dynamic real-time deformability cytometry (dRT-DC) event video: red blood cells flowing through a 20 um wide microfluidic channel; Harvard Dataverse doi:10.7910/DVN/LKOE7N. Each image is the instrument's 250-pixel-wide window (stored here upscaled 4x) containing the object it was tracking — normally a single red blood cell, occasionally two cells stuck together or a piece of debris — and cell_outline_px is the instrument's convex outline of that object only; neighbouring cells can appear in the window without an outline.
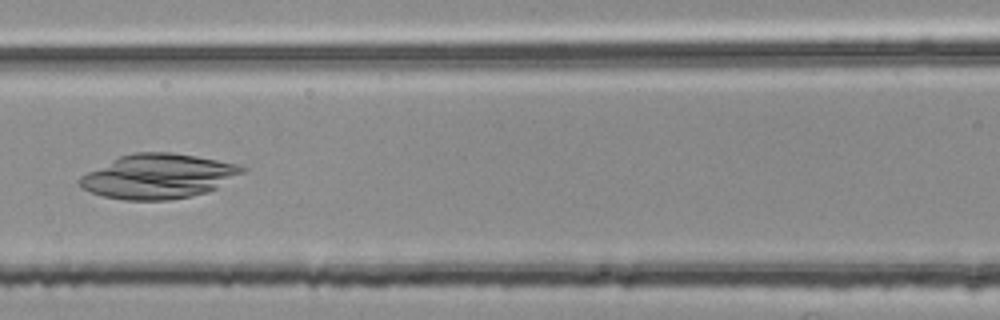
{"species": "common noctule bat (a hibernating species)", "species_latin": "Nyctalus noctula", "temperature_condition": "room temperature", "stored_images_in_passage": 49, "camera_frame_rate_fps": 3000, "um_per_image_px": 0.085, "animal": {"sex": "female", "body_mass_g": 25.1}, "frame": {"image": 1, "passage_image": 23, "time_ms": 7.333, "image_size_px": [1000, 320], "cell_outline_px": [[248, 168], [244, 172], [216, 188], [208, 192], [168, 200], [124, 200], [104, 196], [80, 188], [76, 180], [80, 176], [120, 156], [132, 152], [172, 152], [196, 156], [236, 164]], "centroid_in_image_um": [13.43, 14.98], "position_along_channel_um": 153.2, "area_um2": 42.02}}
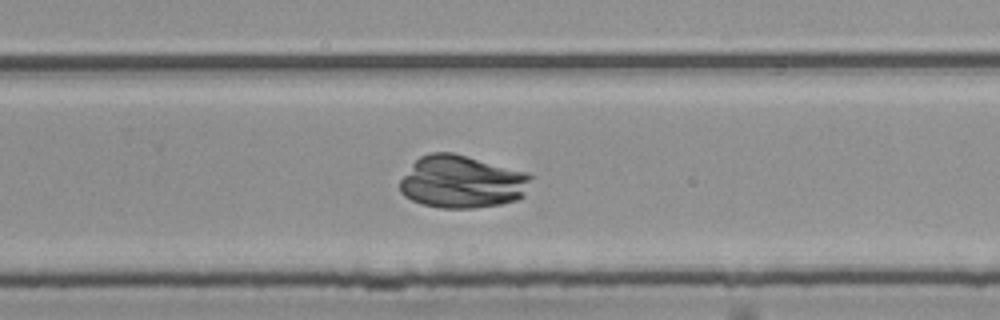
{"frame": {"image": 2, "passage_image": 34, "time_ms": 11.0, "image_size_px": [1000, 320], "cell_outline_px": [[532, 176], [524, 196], [516, 200], [500, 204], [472, 208], [440, 208], [420, 204], [404, 196], [400, 192], [400, 180], [412, 164], [420, 156], [432, 152], [452, 152], [528, 172]], "centroid_in_image_um": [39.26, 15.46], "position_along_channel_um": 290.5, "area_um2": 40.34}}
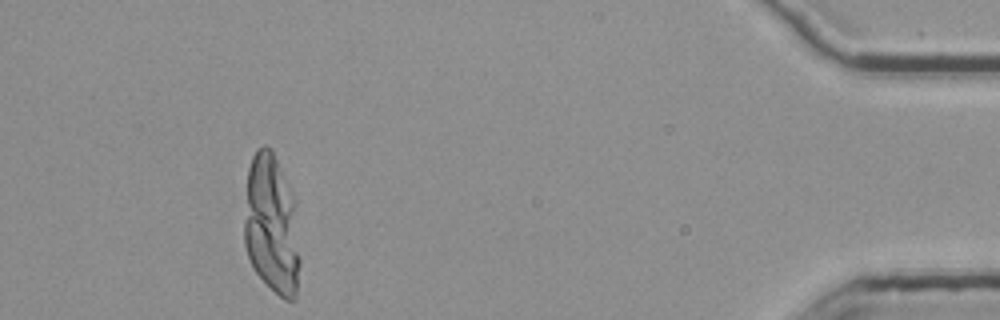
{"frame": {"image": 3, "passage_image": 49, "time_ms": 16.0, "image_size_px": [1000, 320], "cell_outline_px": [[300, 264], [296, 300], [284, 300], [256, 272], [248, 256], [244, 244], [244, 220], [248, 168], [252, 156], [256, 148], [264, 144], [272, 152], [276, 160], [292, 200], [300, 260]], "centroid_in_image_um": [23.05, 19.17], "position_along_channel_um": 412.2, "area_um2": 44.22}}